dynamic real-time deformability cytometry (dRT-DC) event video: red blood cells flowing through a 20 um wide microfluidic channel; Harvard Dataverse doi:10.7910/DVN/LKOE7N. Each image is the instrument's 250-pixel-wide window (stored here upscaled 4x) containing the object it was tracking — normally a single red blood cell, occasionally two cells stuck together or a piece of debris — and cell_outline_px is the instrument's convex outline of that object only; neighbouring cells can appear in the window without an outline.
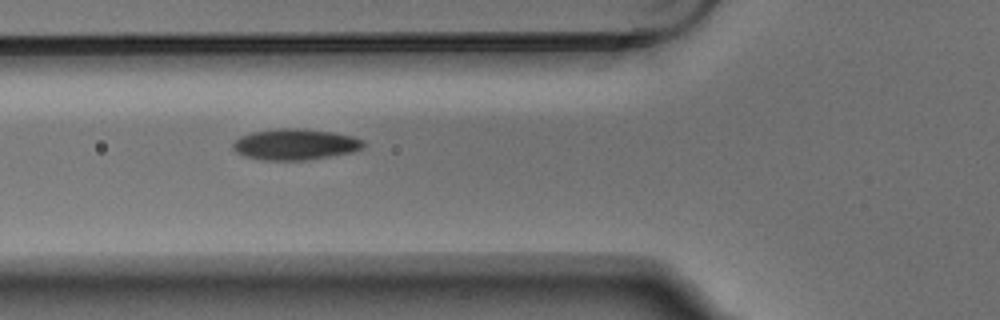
{"species": "Egyptian fruit bat (a non-hibernating species)", "species_latin": "Rousettus aegyptiacus", "temperature_condition": "warm", "stored_images_in_passage": 6, "camera_frame_rate_fps": 3000, "um_per_image_px": 0.085, "animal": {"sex": "male"}, "frame": {"image": 1, "passage_image": 5, "time_ms": 1.333, "image_size_px": [1000, 320], "cell_outline_px": [[364, 148], [352, 152], [304, 160], [260, 160], [244, 156], [236, 152], [232, 148], [232, 144], [240, 136], [252, 132], [280, 128], [296, 128], [332, 132], [352, 136], [364, 140]], "centroid_in_image_um": [25.07, 12.27], "position_along_channel_um": 100.7, "area_um2": 23.52}}
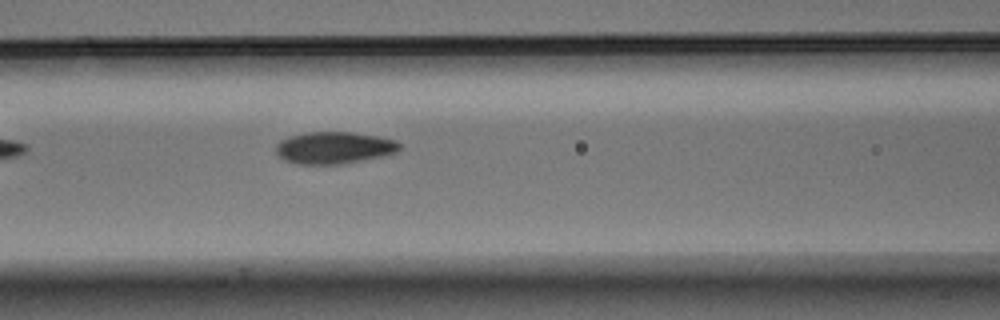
{"frame": {"image": 2, "passage_image": 6, "time_ms": 1.667, "image_size_px": [1000, 320], "cell_outline_px": [[400, 148], [396, 152], [384, 156], [344, 164], [296, 164], [284, 160], [276, 152], [276, 144], [280, 140], [288, 136], [308, 132], [352, 132], [376, 136], [396, 140], [400, 144]], "centroid_in_image_um": [28.39, 12.56], "position_along_channel_um": 138.2, "area_um2": 23.18}}